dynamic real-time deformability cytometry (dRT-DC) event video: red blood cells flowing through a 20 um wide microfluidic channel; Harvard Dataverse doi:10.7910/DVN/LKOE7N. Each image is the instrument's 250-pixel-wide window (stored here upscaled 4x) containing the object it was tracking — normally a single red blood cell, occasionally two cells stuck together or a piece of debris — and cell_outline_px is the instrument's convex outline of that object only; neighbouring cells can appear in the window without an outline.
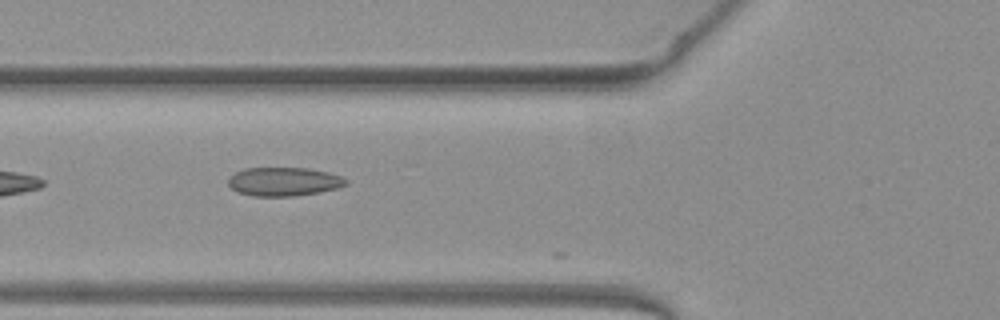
{"species": "common noctule bat (a hibernating species)", "species_latin": "Nyctalus noctula", "temperature_condition": "warm", "stored_images_in_passage": 13, "camera_frame_rate_fps": 3000, "um_per_image_px": 0.085, "animal": {"sex": "female", "body_mass_g": 19.3, "forearm_length_mm": 54.1}, "frame": {"image": 1, "passage_image": 3, "time_ms": 0.667, "image_size_px": [1000, 320], "cell_outline_px": [[348, 184], [340, 188], [320, 192], [292, 196], [252, 196], [236, 192], [228, 184], [228, 176], [244, 168], [308, 168], [328, 172], [340, 176], [348, 180]], "centroid_in_image_um": [24.12, 15.44], "position_along_channel_um": 101.7, "area_um2": 19.88}}